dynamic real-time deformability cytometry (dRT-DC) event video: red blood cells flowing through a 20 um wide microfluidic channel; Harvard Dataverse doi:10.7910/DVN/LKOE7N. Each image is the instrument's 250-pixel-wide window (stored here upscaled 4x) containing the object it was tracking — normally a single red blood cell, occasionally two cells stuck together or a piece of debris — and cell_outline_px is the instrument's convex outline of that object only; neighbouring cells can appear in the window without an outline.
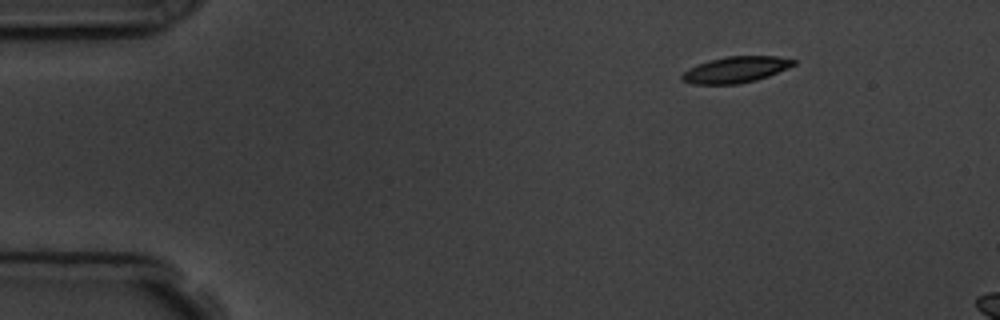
{"species": "common noctule bat (a hibernating species)", "species_latin": "Nyctalus noctula", "temperature_condition": "room temperature", "stored_images_in_passage": 6, "camera_frame_rate_fps": 3000, "um_per_image_px": 0.085, "animal": {"sex": "male", "body_mass_g": 19.5, "forearm_length_mm": 54.6}, "frame": {"image": 1, "passage_image": 6, "time_ms": 7.333, "image_size_px": [1000, 320], "cell_outline_px": [[796, 64], [788, 68], [768, 76], [756, 80], [740, 84], [692, 84], [680, 80], [680, 76], [688, 68], [708, 60], [728, 56], [776, 56], [796, 60]], "centroid_in_image_um": [62.51, 5.92], "position_along_channel_um": 22.5, "area_um2": 17.11}}